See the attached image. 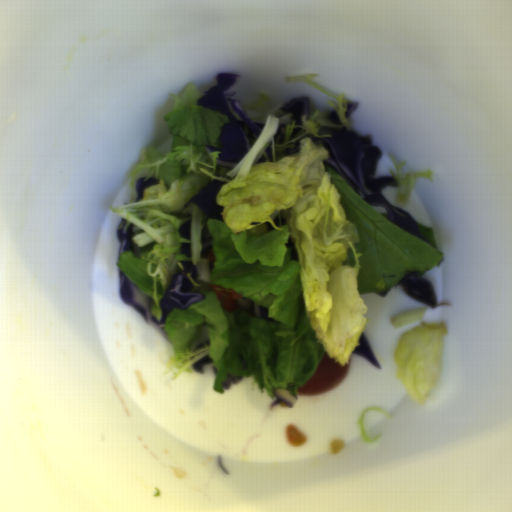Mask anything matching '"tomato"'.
Returning <instances> with one entry per match:
<instances>
[{"label":"tomato","mask_w":512,"mask_h":512,"mask_svg":"<svg viewBox=\"0 0 512 512\" xmlns=\"http://www.w3.org/2000/svg\"><path fill=\"white\" fill-rule=\"evenodd\" d=\"M349 365L339 364L334 357L329 356L325 351L320 359L315 372L310 379L303 382L297 388L296 393L300 394H322L333 390L345 378Z\"/></svg>","instance_id":"1"}]
</instances>
